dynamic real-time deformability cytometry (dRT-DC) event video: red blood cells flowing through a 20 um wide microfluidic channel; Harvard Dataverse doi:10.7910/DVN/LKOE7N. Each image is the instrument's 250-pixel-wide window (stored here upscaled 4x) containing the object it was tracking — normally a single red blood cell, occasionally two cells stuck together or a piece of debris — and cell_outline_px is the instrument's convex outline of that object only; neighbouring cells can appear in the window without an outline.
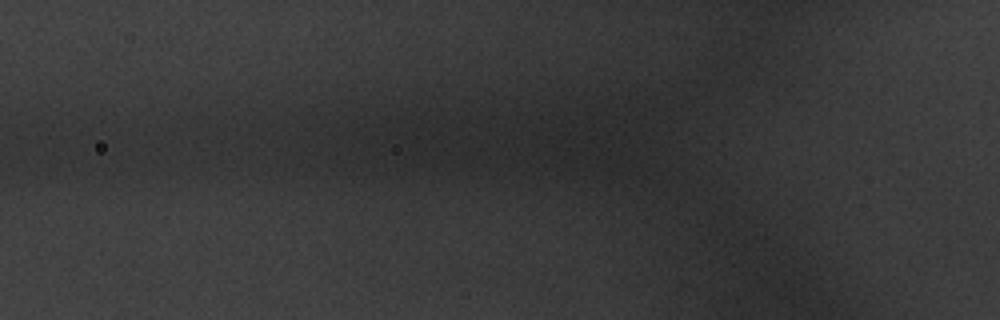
{"species": "common noctule bat (a hibernating species)", "species_latin": "Nyctalus noctula", "temperature_condition": "warm", "stored_images_in_passage": 4, "camera_frame_rate_fps": 3000, "um_per_image_px": 0.085, "animal": {"sex": "male", "body_mass_g": 20.1, "forearm_length_mm": 53.5}, "frame": {"image": 1, "passage_image": 2, "time_ms": 0.333, "image_size_px": [1000, 320], "cell_outline_px": [[116, 172], [52, 176], [36, 172], [28, 152], [36, 128], [48, 120], [100, 132], [116, 148]], "centroid_in_image_um": [6.02, 12.81], "position_along_channel_um": 119.8, "area_um2": 27.57}}